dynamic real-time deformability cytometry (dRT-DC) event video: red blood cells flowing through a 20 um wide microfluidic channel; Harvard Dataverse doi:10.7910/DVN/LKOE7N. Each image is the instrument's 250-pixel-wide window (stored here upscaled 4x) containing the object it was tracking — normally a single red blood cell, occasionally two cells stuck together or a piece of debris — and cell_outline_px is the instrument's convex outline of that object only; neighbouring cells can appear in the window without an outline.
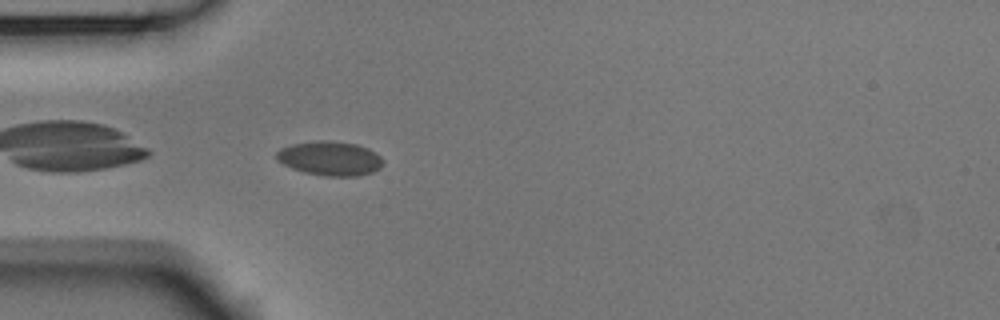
{"species": "Egyptian fruit bat (a non-hibernating species)", "species_latin": "Rousettus aegyptiacus", "temperature_condition": "room temperature", "stored_images_in_passage": 5, "camera_frame_rate_fps": 3000, "um_per_image_px": 0.085, "animal": {"sex": "male"}, "frame": {"image": 1, "passage_image": 5, "time_ms": 1.333, "image_size_px": [1000, 320], "cell_outline_px": [[384, 164], [380, 168], [372, 172], [360, 176], [324, 176], [304, 172], [292, 168], [276, 160], [276, 152], [280, 148], [292, 144], [312, 140], [332, 140], [356, 144], [368, 148], [380, 156]], "centroid_in_image_um": [28.04, 13.45], "position_along_channel_um": 57.0, "area_um2": 21.5}}